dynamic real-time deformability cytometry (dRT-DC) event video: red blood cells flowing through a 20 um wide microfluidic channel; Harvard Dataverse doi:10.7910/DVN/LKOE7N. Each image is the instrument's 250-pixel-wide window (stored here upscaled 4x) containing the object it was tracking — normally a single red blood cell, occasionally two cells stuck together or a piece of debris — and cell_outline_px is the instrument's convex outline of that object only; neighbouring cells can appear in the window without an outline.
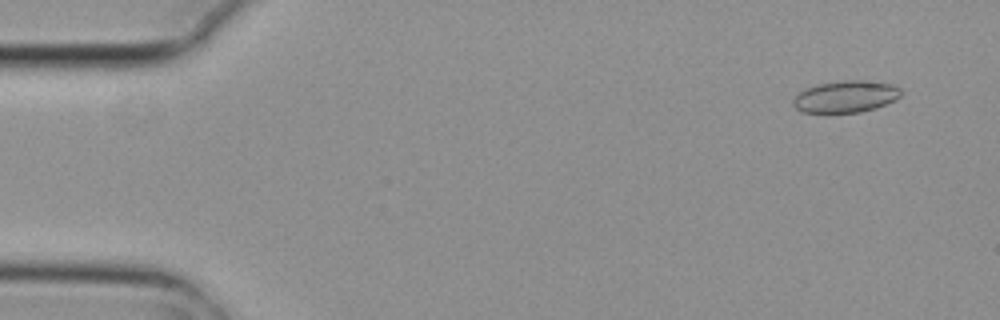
{"species": "common noctule bat (a hibernating species)", "species_latin": "Nyctalus noctula", "temperature_condition": "cold", "stored_images_in_passage": 5, "camera_frame_rate_fps": 3000, "um_per_image_px": 0.085, "animal": {"sex": "female", "body_mass_g": 29.2, "forearm_length_mm": 56.3}, "frame": {"image": 1, "passage_image": 1, "time_ms": 0.0, "image_size_px": [1000, 320], "cell_outline_px": [[900, 96], [896, 100], [876, 108], [860, 112], [804, 112], [796, 108], [792, 104], [792, 100], [800, 92], [808, 88], [820, 84], [848, 80], [864, 80], [892, 84], [900, 88]], "centroid_in_image_um": [71.92, 8.21], "position_along_channel_um": 13.1, "area_um2": 19.71}}
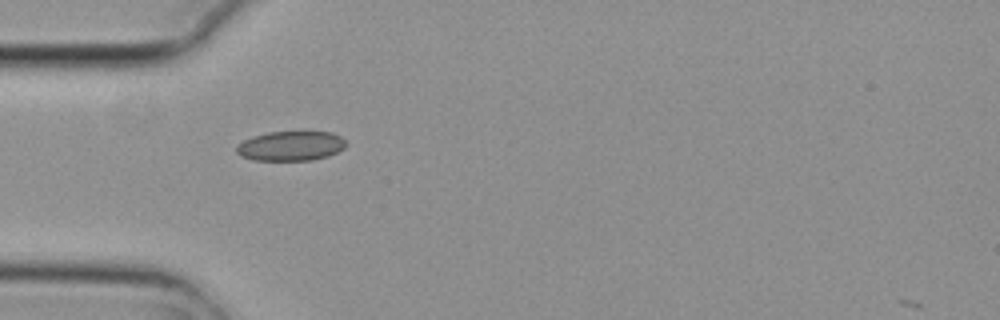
{"frame": {"image": 2, "passage_image": 4, "time_ms": 1.0, "image_size_px": [1000, 320], "cell_outline_px": [[348, 144], [344, 148], [328, 156], [312, 160], [252, 160], [240, 156], [236, 152], [236, 144], [252, 136], [268, 132], [332, 132], [340, 136]], "centroid_in_image_um": [24.69, 12.41], "position_along_channel_um": 60.3, "area_um2": 19.02}}
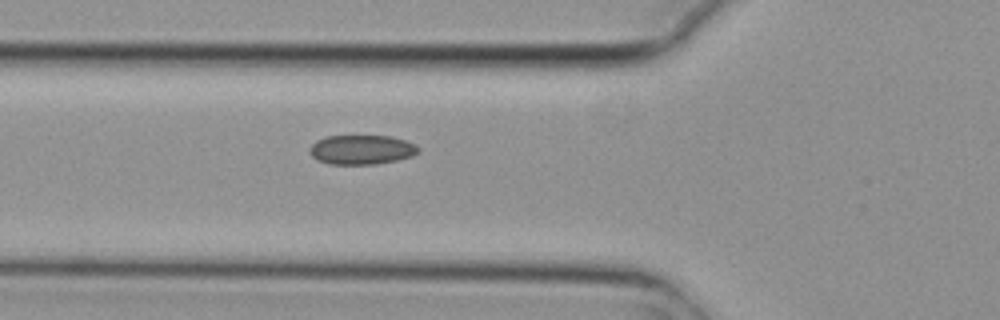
{"frame": {"image": 3, "passage_image": 5, "time_ms": 1.333, "image_size_px": [1000, 320], "cell_outline_px": [[420, 148], [412, 156], [396, 160], [376, 164], [328, 164], [316, 160], [308, 152], [308, 148], [316, 140], [324, 136], [392, 136], [416, 144]], "centroid_in_image_um": [30.68, 12.72], "position_along_channel_um": 95.1, "area_um2": 18.79}}